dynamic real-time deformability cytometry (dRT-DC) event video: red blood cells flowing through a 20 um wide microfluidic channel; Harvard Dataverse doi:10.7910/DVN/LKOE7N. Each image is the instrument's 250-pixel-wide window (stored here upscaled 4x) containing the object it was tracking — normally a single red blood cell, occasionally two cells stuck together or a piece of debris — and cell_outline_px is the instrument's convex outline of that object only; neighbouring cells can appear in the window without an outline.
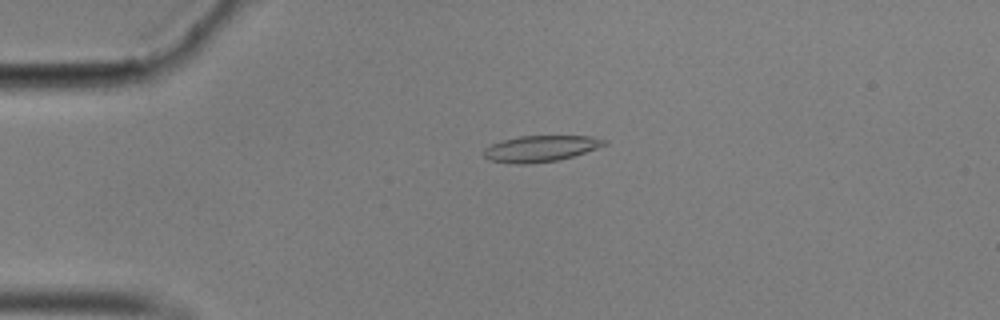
{"species": "common noctule bat (a hibernating species)", "species_latin": "Nyctalus noctula", "temperature_condition": "cold", "stored_images_in_passage": 55, "camera_frame_rate_fps": 3000, "um_per_image_px": 0.085, "animal": {"sex": "male", "body_mass_g": 17.9}, "frame": {"image": 1, "passage_image": 11, "time_ms": 3.333, "image_size_px": [1000, 320], "cell_outline_px": [[608, 144], [572, 156], [556, 160], [528, 164], [516, 164], [488, 160], [484, 156], [484, 148], [500, 140], [520, 136], [592, 136], [608, 140]], "centroid_in_image_um": [45.93, 12.62], "position_along_channel_um": 39.1, "area_um2": 18.32}}
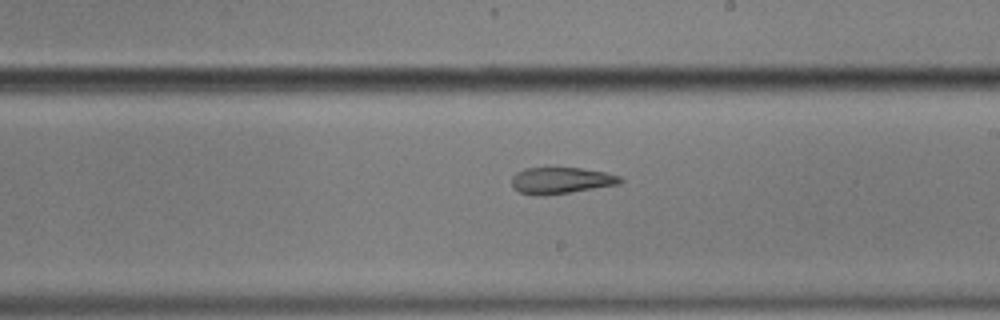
{"frame": {"image": 2, "passage_image": 31, "time_ms": 10.0, "image_size_px": [1000, 320], "cell_outline_px": [[624, 180], [620, 184], [544, 196], [532, 196], [520, 192], [512, 188], [512, 176], [516, 172], [524, 168], [580, 168], [604, 172], [620, 176]], "centroid_in_image_um": [47.65, 15.35], "position_along_channel_um": 241.4, "area_um2": 16.82}}
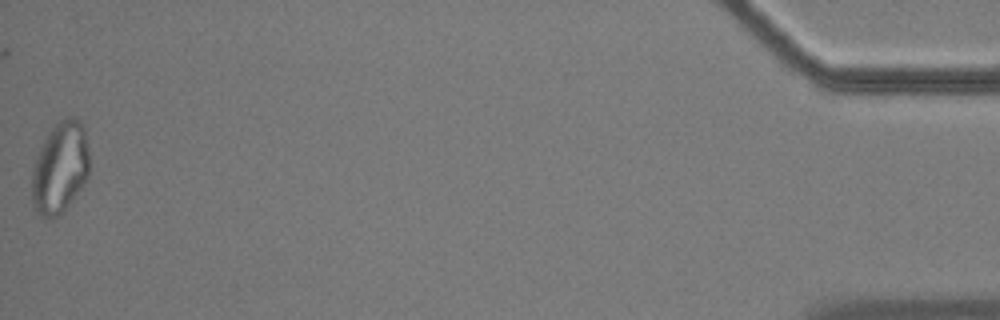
{"frame": {"image": 3, "passage_image": 55, "time_ms": 18.0, "image_size_px": [1000, 320], "cell_outline_px": [[88, 176], [80, 188], [68, 204], [56, 216], [40, 216], [36, 212], [32, 204], [32, 168], [36, 156], [48, 132], [60, 120], [68, 116], [72, 116], [80, 120], [84, 128], [88, 148]], "centroid_in_image_um": [5.08, 14.21], "position_along_channel_um": 430.1, "area_um2": 30.23}, "authors_computed_cell_mechanics": {"area_um2": 18.4382, "velocity_mm_per_s": 3.5077, "shape_relaxation_time_tau1_ms": null, "shape_relaxation_time_tau2_ms": 6.3366, "deformation_change_tau1": null, "deformation_change_tau2": 0.1571}}